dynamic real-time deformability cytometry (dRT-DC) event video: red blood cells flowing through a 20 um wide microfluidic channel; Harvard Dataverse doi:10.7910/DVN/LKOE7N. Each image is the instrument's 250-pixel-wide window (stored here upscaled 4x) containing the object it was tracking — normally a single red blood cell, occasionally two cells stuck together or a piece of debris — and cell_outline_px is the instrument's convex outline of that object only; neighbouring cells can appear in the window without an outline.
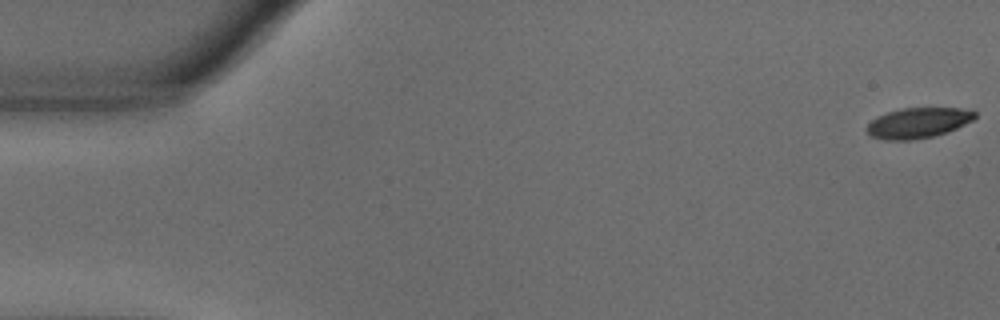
{"species": "common noctule bat (a hibernating species)", "species_latin": "Nyctalus noctula", "temperature_condition": "warm", "stored_images_in_passage": 56, "camera_frame_rate_fps": 3000, "um_per_image_px": 0.085, "animal": {"sex": "male", "body_mass_g": 18.8}, "frame": {"image": 1, "passage_image": 1, "time_ms": 0.0, "image_size_px": [1000, 320], "cell_outline_px": [[976, 116], [972, 120], [948, 132], [932, 136], [908, 140], [884, 140], [872, 136], [864, 128], [876, 116], [900, 108], [960, 108], [976, 112]], "centroid_in_image_um": [78.0, 10.44], "position_along_channel_um": 7.0, "area_um2": 19.02}}
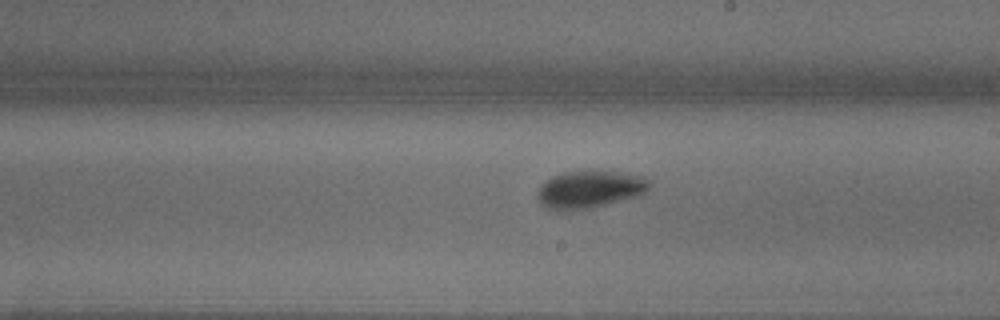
{"frame": {"image": 2, "passage_image": 32, "time_ms": 10.333, "image_size_px": [1000, 320], "cell_outline_px": [[648, 188], [640, 196], [592, 208], [560, 212], [548, 208], [540, 204], [536, 196], [536, 192], [552, 176], [564, 172], [620, 172], [640, 176], [648, 180]], "centroid_in_image_um": [50.08, 16.14], "position_along_channel_um": 238.9, "area_um2": 24.22}}
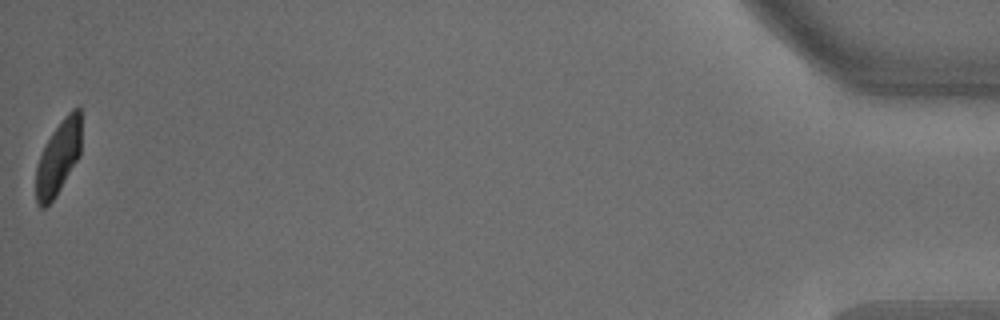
{"frame": {"image": 3, "passage_image": 56, "time_ms": 18.333, "image_size_px": [1000, 320], "cell_outline_px": [[80, 156], [56, 196], [44, 208], [40, 208], [36, 204], [36, 164], [44, 144], [52, 132], [64, 116], [72, 108], [80, 108]], "centroid_in_image_um": [4.93, 13.41], "position_along_channel_um": 430.3, "area_um2": 19.65}, "authors_computed_cell_mechanics": {"area_um2": 21.5883, "velocity_mm_per_s": 3.6072, "shape_relaxation_time_tau1_ms": 2.4644, "shape_relaxation_time_tau2_ms": 1.9004, "deformation_change_tau1": 0.1393, "deformation_change_tau2": 0.0579}}